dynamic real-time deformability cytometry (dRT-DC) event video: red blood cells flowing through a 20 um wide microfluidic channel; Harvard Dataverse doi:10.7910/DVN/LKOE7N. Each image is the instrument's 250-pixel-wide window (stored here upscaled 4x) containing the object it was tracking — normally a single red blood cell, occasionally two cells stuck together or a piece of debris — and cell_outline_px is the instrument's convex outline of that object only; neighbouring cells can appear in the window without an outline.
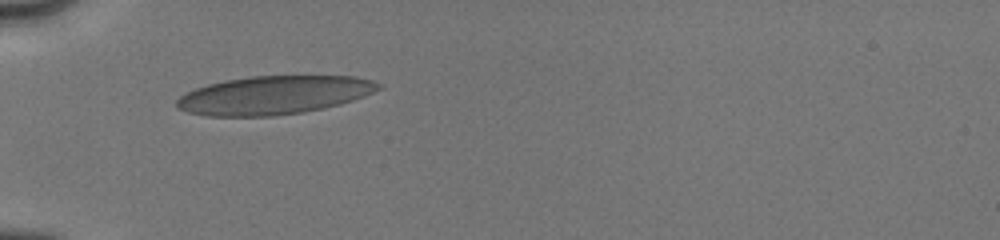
{"species": "human", "species_latin": "Homo sapiens", "temperature_condition": "cold", "stored_images_in_passage": 2, "camera_frame_rate_fps": 3000, "um_per_image_px": 0.085, "donor": {"sex": "male"}, "frame": {"image": 1, "passage_image": 1, "time_ms": 0.0, "image_size_px": [1000, 240], "cell_outline_px": [[384, 88], [364, 96], [340, 104], [324, 108], [304, 112], [272, 116], [208, 116], [188, 112], [176, 108], [176, 100], [180, 96], [196, 88], [208, 84], [224, 80], [248, 76], [356, 76], [372, 80], [384, 84]], "centroid_in_image_um": [23.32, 8.08], "position_along_channel_um": 61.7, "area_um2": 45.43}}
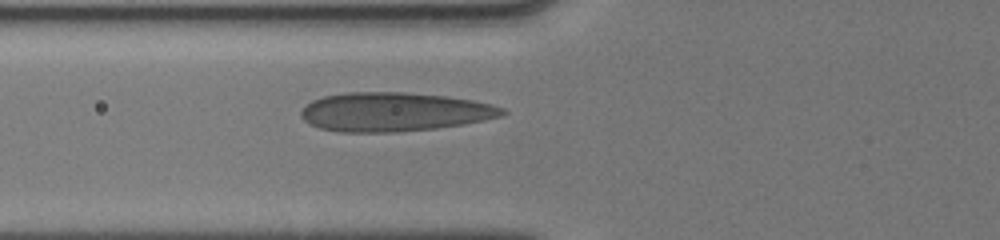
{"frame": {"image": 2, "passage_image": 2, "time_ms": 1.0, "image_size_px": [1000, 240], "cell_outline_px": [[508, 112], [504, 116], [464, 124], [436, 128], [396, 132], [340, 132], [320, 128], [304, 120], [300, 116], [300, 112], [312, 100], [324, 96], [348, 92], [404, 92], [448, 96], [472, 100], [492, 104], [504, 108]], "centroid_in_image_um": [33.55, 9.51], "position_along_channel_um": 92.3, "area_um2": 45.78}}